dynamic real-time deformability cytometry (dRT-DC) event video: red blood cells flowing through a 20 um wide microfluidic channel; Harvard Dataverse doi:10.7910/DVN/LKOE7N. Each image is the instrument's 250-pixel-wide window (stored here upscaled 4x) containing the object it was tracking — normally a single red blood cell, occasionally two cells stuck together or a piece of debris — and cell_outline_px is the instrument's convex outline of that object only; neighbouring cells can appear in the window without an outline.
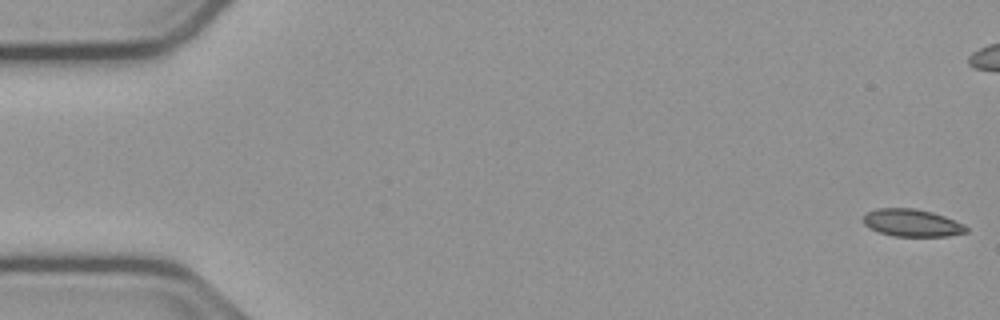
{"species": "common noctule bat (a hibernating species)", "species_latin": "Nyctalus noctula", "temperature_condition": "cold", "stored_images_in_passage": 55, "camera_frame_rate_fps": 3000, "um_per_image_px": 0.085, "animal": {"sex": "male", "body_mass_g": 23.1, "forearm_length_mm": 52.7}, "frame": {"image": 1, "passage_image": 1, "time_ms": 0.0, "image_size_px": [1000, 320], "cell_outline_px": [[968, 232], [948, 236], [892, 236], [868, 228], [864, 224], [864, 216], [868, 212], [876, 208], [912, 208], [932, 212], [944, 216], [964, 224], [968, 228]], "centroid_in_image_um": [77.52, 18.95], "position_along_channel_um": 7.5, "area_um2": 16.42}}
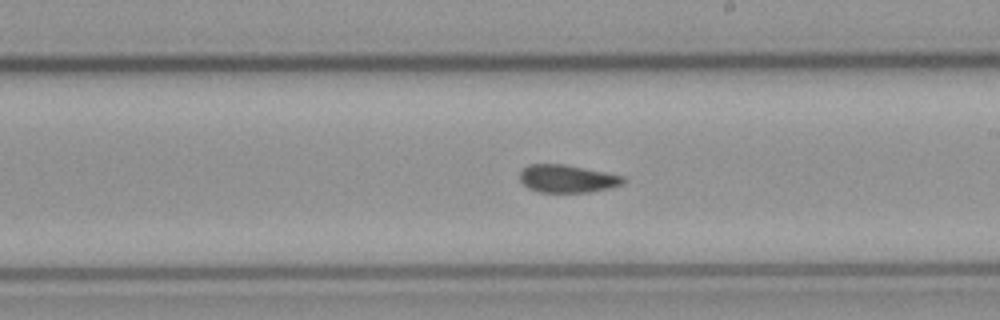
{"frame": {"image": 2, "passage_image": 31, "time_ms": 10.0, "image_size_px": [1000, 320], "cell_outline_px": [[628, 180], [624, 184], [612, 188], [588, 192], [540, 192], [528, 188], [520, 180], [520, 172], [528, 164], [564, 164], [624, 176]], "centroid_in_image_um": [48.26, 15.19], "position_along_channel_um": 240.7, "area_um2": 16.82}}
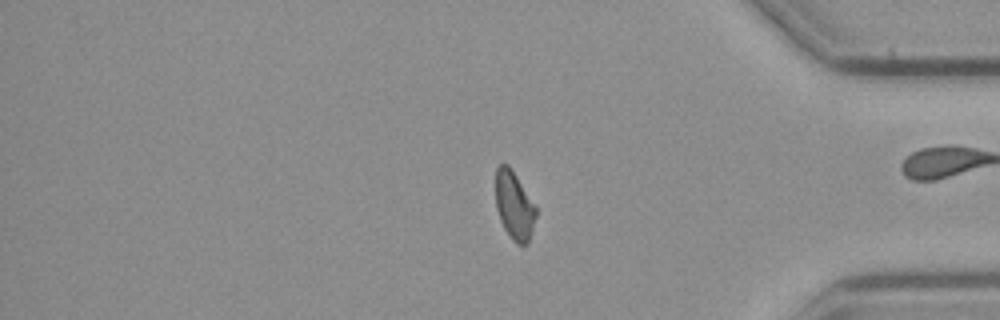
{"frame": {"image": 3, "passage_image": 45, "time_ms": 14.667, "image_size_px": [1000, 320], "cell_outline_px": [[536, 216], [528, 244], [516, 244], [512, 240], [504, 228], [500, 220], [496, 208], [496, 168], [500, 164], [508, 164], [536, 204]], "centroid_in_image_um": [43.72, 17.47], "position_along_channel_um": 391.5, "area_um2": 16.13}, "authors_computed_cell_mechanics": {"area_um2": 16.8776, "velocity_mm_per_s": 3.7685, "shape_relaxation_time_tau1_ms": null, "shape_relaxation_time_tau2_ms": 3.2896, "deformation_change_tau1": null, "deformation_change_tau2": 0.0668}}